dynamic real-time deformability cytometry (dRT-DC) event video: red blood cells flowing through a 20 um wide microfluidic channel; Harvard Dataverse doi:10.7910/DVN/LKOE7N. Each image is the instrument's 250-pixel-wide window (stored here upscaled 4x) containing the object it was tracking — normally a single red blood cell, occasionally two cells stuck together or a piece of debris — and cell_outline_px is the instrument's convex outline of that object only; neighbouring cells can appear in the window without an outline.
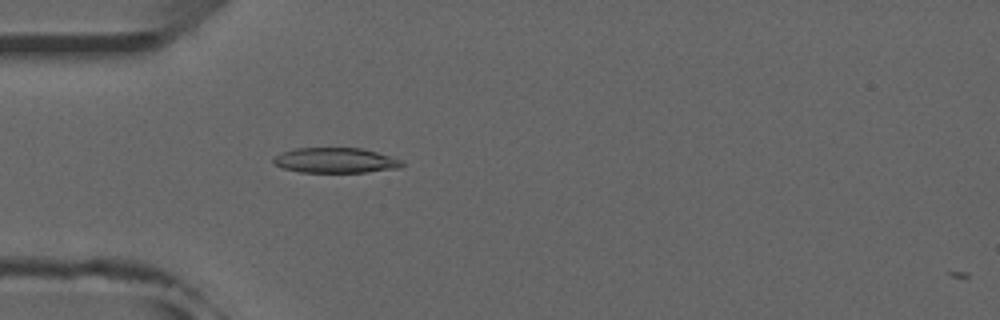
{"species": "common noctule bat (a hibernating species)", "species_latin": "Nyctalus noctula", "temperature_condition": "room temperature", "stored_images_in_passage": 16, "camera_frame_rate_fps": 3000, "um_per_image_px": 0.085, "animal": {"sex": "male", "forearm_length_mm": 52.5}, "frame": {"image": 1, "passage_image": 15, "time_ms": 4.667, "image_size_px": [1000, 320], "cell_outline_px": [[404, 164], [400, 168], [368, 172], [300, 172], [284, 168], [276, 164], [272, 160], [276, 156], [284, 152], [296, 148], [360, 148], [376, 152], [404, 160]], "centroid_in_image_um": [28.58, 13.64], "position_along_channel_um": 56.4, "area_um2": 18.73}}